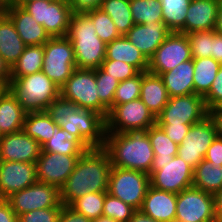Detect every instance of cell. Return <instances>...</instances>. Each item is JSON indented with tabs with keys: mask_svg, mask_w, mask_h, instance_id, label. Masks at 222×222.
Returning a JSON list of instances; mask_svg holds the SVG:
<instances>
[{
	"mask_svg": "<svg viewBox=\"0 0 222 222\" xmlns=\"http://www.w3.org/2000/svg\"><path fill=\"white\" fill-rule=\"evenodd\" d=\"M62 207L36 209L18 216V222H57Z\"/></svg>",
	"mask_w": 222,
	"mask_h": 222,
	"instance_id": "f6af8a7d",
	"label": "cell"
},
{
	"mask_svg": "<svg viewBox=\"0 0 222 222\" xmlns=\"http://www.w3.org/2000/svg\"><path fill=\"white\" fill-rule=\"evenodd\" d=\"M214 31L222 35V2L218 8V15H217Z\"/></svg>",
	"mask_w": 222,
	"mask_h": 222,
	"instance_id": "680465c9",
	"label": "cell"
},
{
	"mask_svg": "<svg viewBox=\"0 0 222 222\" xmlns=\"http://www.w3.org/2000/svg\"><path fill=\"white\" fill-rule=\"evenodd\" d=\"M205 160L222 164V137L216 136L212 144L209 146Z\"/></svg>",
	"mask_w": 222,
	"mask_h": 222,
	"instance_id": "681fc988",
	"label": "cell"
},
{
	"mask_svg": "<svg viewBox=\"0 0 222 222\" xmlns=\"http://www.w3.org/2000/svg\"><path fill=\"white\" fill-rule=\"evenodd\" d=\"M208 116L215 125L217 136L222 137V106L208 110Z\"/></svg>",
	"mask_w": 222,
	"mask_h": 222,
	"instance_id": "11a10c76",
	"label": "cell"
},
{
	"mask_svg": "<svg viewBox=\"0 0 222 222\" xmlns=\"http://www.w3.org/2000/svg\"><path fill=\"white\" fill-rule=\"evenodd\" d=\"M86 14L92 20L97 36L106 44L121 36L110 16L100 8Z\"/></svg>",
	"mask_w": 222,
	"mask_h": 222,
	"instance_id": "f35d334b",
	"label": "cell"
},
{
	"mask_svg": "<svg viewBox=\"0 0 222 222\" xmlns=\"http://www.w3.org/2000/svg\"><path fill=\"white\" fill-rule=\"evenodd\" d=\"M160 126L163 131L167 134V136L175 142L177 145H180L187 133L190 130L191 125L193 124H181V125H173V124H157Z\"/></svg>",
	"mask_w": 222,
	"mask_h": 222,
	"instance_id": "7dc6e473",
	"label": "cell"
},
{
	"mask_svg": "<svg viewBox=\"0 0 222 222\" xmlns=\"http://www.w3.org/2000/svg\"><path fill=\"white\" fill-rule=\"evenodd\" d=\"M193 59L178 64L174 69L160 75L169 97L186 96L194 93Z\"/></svg>",
	"mask_w": 222,
	"mask_h": 222,
	"instance_id": "d4e9b609",
	"label": "cell"
},
{
	"mask_svg": "<svg viewBox=\"0 0 222 222\" xmlns=\"http://www.w3.org/2000/svg\"><path fill=\"white\" fill-rule=\"evenodd\" d=\"M8 89L27 113L46 111L60 96V87L42 71L23 77H11Z\"/></svg>",
	"mask_w": 222,
	"mask_h": 222,
	"instance_id": "5b68a950",
	"label": "cell"
},
{
	"mask_svg": "<svg viewBox=\"0 0 222 222\" xmlns=\"http://www.w3.org/2000/svg\"><path fill=\"white\" fill-rule=\"evenodd\" d=\"M44 58V45L26 46L17 62L11 68V77H23L41 72Z\"/></svg>",
	"mask_w": 222,
	"mask_h": 222,
	"instance_id": "836d02e7",
	"label": "cell"
},
{
	"mask_svg": "<svg viewBox=\"0 0 222 222\" xmlns=\"http://www.w3.org/2000/svg\"><path fill=\"white\" fill-rule=\"evenodd\" d=\"M111 169L109 153L104 148L88 149L60 188L61 203L69 206L89 192H107Z\"/></svg>",
	"mask_w": 222,
	"mask_h": 222,
	"instance_id": "6da1fadb",
	"label": "cell"
},
{
	"mask_svg": "<svg viewBox=\"0 0 222 222\" xmlns=\"http://www.w3.org/2000/svg\"><path fill=\"white\" fill-rule=\"evenodd\" d=\"M221 2V0H191L187 8L184 34L213 30Z\"/></svg>",
	"mask_w": 222,
	"mask_h": 222,
	"instance_id": "603a6c76",
	"label": "cell"
},
{
	"mask_svg": "<svg viewBox=\"0 0 222 222\" xmlns=\"http://www.w3.org/2000/svg\"><path fill=\"white\" fill-rule=\"evenodd\" d=\"M99 101L109 110L113 106L115 90L119 81L109 76L100 67L95 69Z\"/></svg>",
	"mask_w": 222,
	"mask_h": 222,
	"instance_id": "ab89813d",
	"label": "cell"
},
{
	"mask_svg": "<svg viewBox=\"0 0 222 222\" xmlns=\"http://www.w3.org/2000/svg\"><path fill=\"white\" fill-rule=\"evenodd\" d=\"M10 0H0V10L9 2Z\"/></svg>",
	"mask_w": 222,
	"mask_h": 222,
	"instance_id": "6125c7cd",
	"label": "cell"
},
{
	"mask_svg": "<svg viewBox=\"0 0 222 222\" xmlns=\"http://www.w3.org/2000/svg\"><path fill=\"white\" fill-rule=\"evenodd\" d=\"M193 187L215 195L222 189V164L203 159L194 168Z\"/></svg>",
	"mask_w": 222,
	"mask_h": 222,
	"instance_id": "f1b7e54d",
	"label": "cell"
},
{
	"mask_svg": "<svg viewBox=\"0 0 222 222\" xmlns=\"http://www.w3.org/2000/svg\"><path fill=\"white\" fill-rule=\"evenodd\" d=\"M104 149L112 167L149 174L155 155L146 131L106 133Z\"/></svg>",
	"mask_w": 222,
	"mask_h": 222,
	"instance_id": "3957f363",
	"label": "cell"
},
{
	"mask_svg": "<svg viewBox=\"0 0 222 222\" xmlns=\"http://www.w3.org/2000/svg\"><path fill=\"white\" fill-rule=\"evenodd\" d=\"M23 8L45 28L50 37L67 35L72 15L68 0H34Z\"/></svg>",
	"mask_w": 222,
	"mask_h": 222,
	"instance_id": "30bf717a",
	"label": "cell"
},
{
	"mask_svg": "<svg viewBox=\"0 0 222 222\" xmlns=\"http://www.w3.org/2000/svg\"><path fill=\"white\" fill-rule=\"evenodd\" d=\"M100 9L110 16L120 35L124 36L134 25L130 0H103Z\"/></svg>",
	"mask_w": 222,
	"mask_h": 222,
	"instance_id": "d590c367",
	"label": "cell"
},
{
	"mask_svg": "<svg viewBox=\"0 0 222 222\" xmlns=\"http://www.w3.org/2000/svg\"><path fill=\"white\" fill-rule=\"evenodd\" d=\"M203 98L208 110L222 106V65L217 72L209 92Z\"/></svg>",
	"mask_w": 222,
	"mask_h": 222,
	"instance_id": "bcb514c9",
	"label": "cell"
},
{
	"mask_svg": "<svg viewBox=\"0 0 222 222\" xmlns=\"http://www.w3.org/2000/svg\"><path fill=\"white\" fill-rule=\"evenodd\" d=\"M37 179L35 163L0 160V191L5 198L33 185Z\"/></svg>",
	"mask_w": 222,
	"mask_h": 222,
	"instance_id": "d6986e66",
	"label": "cell"
},
{
	"mask_svg": "<svg viewBox=\"0 0 222 222\" xmlns=\"http://www.w3.org/2000/svg\"><path fill=\"white\" fill-rule=\"evenodd\" d=\"M130 10L134 24L163 21L160 0H130Z\"/></svg>",
	"mask_w": 222,
	"mask_h": 222,
	"instance_id": "8d00e7d4",
	"label": "cell"
},
{
	"mask_svg": "<svg viewBox=\"0 0 222 222\" xmlns=\"http://www.w3.org/2000/svg\"><path fill=\"white\" fill-rule=\"evenodd\" d=\"M25 47L12 20L0 10V55L10 68L17 62Z\"/></svg>",
	"mask_w": 222,
	"mask_h": 222,
	"instance_id": "83f0119b",
	"label": "cell"
},
{
	"mask_svg": "<svg viewBox=\"0 0 222 222\" xmlns=\"http://www.w3.org/2000/svg\"><path fill=\"white\" fill-rule=\"evenodd\" d=\"M192 59L208 58L212 52V30L194 31L186 34Z\"/></svg>",
	"mask_w": 222,
	"mask_h": 222,
	"instance_id": "b9f144b4",
	"label": "cell"
},
{
	"mask_svg": "<svg viewBox=\"0 0 222 222\" xmlns=\"http://www.w3.org/2000/svg\"><path fill=\"white\" fill-rule=\"evenodd\" d=\"M34 0H10L6 5H17V6H24L26 3L31 2Z\"/></svg>",
	"mask_w": 222,
	"mask_h": 222,
	"instance_id": "91938a15",
	"label": "cell"
},
{
	"mask_svg": "<svg viewBox=\"0 0 222 222\" xmlns=\"http://www.w3.org/2000/svg\"><path fill=\"white\" fill-rule=\"evenodd\" d=\"M57 222H91V220L69 206L63 205Z\"/></svg>",
	"mask_w": 222,
	"mask_h": 222,
	"instance_id": "f907efd6",
	"label": "cell"
},
{
	"mask_svg": "<svg viewBox=\"0 0 222 222\" xmlns=\"http://www.w3.org/2000/svg\"><path fill=\"white\" fill-rule=\"evenodd\" d=\"M76 69L71 41L66 37H51L44 43L42 72L61 87Z\"/></svg>",
	"mask_w": 222,
	"mask_h": 222,
	"instance_id": "ba28073f",
	"label": "cell"
},
{
	"mask_svg": "<svg viewBox=\"0 0 222 222\" xmlns=\"http://www.w3.org/2000/svg\"><path fill=\"white\" fill-rule=\"evenodd\" d=\"M66 37L71 41L77 69H96L105 60L106 43L96 34L90 17L73 14Z\"/></svg>",
	"mask_w": 222,
	"mask_h": 222,
	"instance_id": "277c9868",
	"label": "cell"
},
{
	"mask_svg": "<svg viewBox=\"0 0 222 222\" xmlns=\"http://www.w3.org/2000/svg\"><path fill=\"white\" fill-rule=\"evenodd\" d=\"M105 120L106 133L146 131L156 124V117L140 98L113 105Z\"/></svg>",
	"mask_w": 222,
	"mask_h": 222,
	"instance_id": "52a82bcc",
	"label": "cell"
},
{
	"mask_svg": "<svg viewBox=\"0 0 222 222\" xmlns=\"http://www.w3.org/2000/svg\"><path fill=\"white\" fill-rule=\"evenodd\" d=\"M191 59L190 44L186 34L171 32L149 59L148 72L160 76Z\"/></svg>",
	"mask_w": 222,
	"mask_h": 222,
	"instance_id": "9a60e30c",
	"label": "cell"
},
{
	"mask_svg": "<svg viewBox=\"0 0 222 222\" xmlns=\"http://www.w3.org/2000/svg\"><path fill=\"white\" fill-rule=\"evenodd\" d=\"M193 171L178 155L166 163H153L149 172L150 186L178 194L193 186Z\"/></svg>",
	"mask_w": 222,
	"mask_h": 222,
	"instance_id": "8fae6325",
	"label": "cell"
},
{
	"mask_svg": "<svg viewBox=\"0 0 222 222\" xmlns=\"http://www.w3.org/2000/svg\"><path fill=\"white\" fill-rule=\"evenodd\" d=\"M149 186V174L132 169L112 167L107 192L135 210H140Z\"/></svg>",
	"mask_w": 222,
	"mask_h": 222,
	"instance_id": "9c48e42d",
	"label": "cell"
},
{
	"mask_svg": "<svg viewBox=\"0 0 222 222\" xmlns=\"http://www.w3.org/2000/svg\"><path fill=\"white\" fill-rule=\"evenodd\" d=\"M208 116L204 98L195 93L170 97L162 112L156 117V124H195Z\"/></svg>",
	"mask_w": 222,
	"mask_h": 222,
	"instance_id": "7c38bea8",
	"label": "cell"
},
{
	"mask_svg": "<svg viewBox=\"0 0 222 222\" xmlns=\"http://www.w3.org/2000/svg\"><path fill=\"white\" fill-rule=\"evenodd\" d=\"M177 194L149 186L141 211L159 222H175Z\"/></svg>",
	"mask_w": 222,
	"mask_h": 222,
	"instance_id": "7402d4cb",
	"label": "cell"
},
{
	"mask_svg": "<svg viewBox=\"0 0 222 222\" xmlns=\"http://www.w3.org/2000/svg\"><path fill=\"white\" fill-rule=\"evenodd\" d=\"M213 222H222V219L217 218L215 221Z\"/></svg>",
	"mask_w": 222,
	"mask_h": 222,
	"instance_id": "e7e4bbea",
	"label": "cell"
},
{
	"mask_svg": "<svg viewBox=\"0 0 222 222\" xmlns=\"http://www.w3.org/2000/svg\"><path fill=\"white\" fill-rule=\"evenodd\" d=\"M100 68L119 82L132 78L139 73L134 66L119 60H104Z\"/></svg>",
	"mask_w": 222,
	"mask_h": 222,
	"instance_id": "ee69618b",
	"label": "cell"
},
{
	"mask_svg": "<svg viewBox=\"0 0 222 222\" xmlns=\"http://www.w3.org/2000/svg\"><path fill=\"white\" fill-rule=\"evenodd\" d=\"M167 89L159 75L142 72L140 99L157 117L169 101Z\"/></svg>",
	"mask_w": 222,
	"mask_h": 222,
	"instance_id": "484cf974",
	"label": "cell"
},
{
	"mask_svg": "<svg viewBox=\"0 0 222 222\" xmlns=\"http://www.w3.org/2000/svg\"><path fill=\"white\" fill-rule=\"evenodd\" d=\"M13 22L26 46L44 45L51 37L22 6L5 5L1 9Z\"/></svg>",
	"mask_w": 222,
	"mask_h": 222,
	"instance_id": "44dd1931",
	"label": "cell"
},
{
	"mask_svg": "<svg viewBox=\"0 0 222 222\" xmlns=\"http://www.w3.org/2000/svg\"><path fill=\"white\" fill-rule=\"evenodd\" d=\"M0 222H18V216L7 200L0 204Z\"/></svg>",
	"mask_w": 222,
	"mask_h": 222,
	"instance_id": "db71d44e",
	"label": "cell"
},
{
	"mask_svg": "<svg viewBox=\"0 0 222 222\" xmlns=\"http://www.w3.org/2000/svg\"><path fill=\"white\" fill-rule=\"evenodd\" d=\"M60 96L75 103L78 108L90 109L105 118L109 110L99 101L95 69H75L60 87Z\"/></svg>",
	"mask_w": 222,
	"mask_h": 222,
	"instance_id": "8992f818",
	"label": "cell"
},
{
	"mask_svg": "<svg viewBox=\"0 0 222 222\" xmlns=\"http://www.w3.org/2000/svg\"><path fill=\"white\" fill-rule=\"evenodd\" d=\"M103 0H68L73 14H84L101 8Z\"/></svg>",
	"mask_w": 222,
	"mask_h": 222,
	"instance_id": "c3c4849f",
	"label": "cell"
},
{
	"mask_svg": "<svg viewBox=\"0 0 222 222\" xmlns=\"http://www.w3.org/2000/svg\"><path fill=\"white\" fill-rule=\"evenodd\" d=\"M51 119L63 130L76 136L88 149L104 148L105 117L90 109H81L61 96L46 109Z\"/></svg>",
	"mask_w": 222,
	"mask_h": 222,
	"instance_id": "7a4b0ae2",
	"label": "cell"
},
{
	"mask_svg": "<svg viewBox=\"0 0 222 222\" xmlns=\"http://www.w3.org/2000/svg\"><path fill=\"white\" fill-rule=\"evenodd\" d=\"M142 72L132 78L121 81L115 90L113 105L123 104L140 98Z\"/></svg>",
	"mask_w": 222,
	"mask_h": 222,
	"instance_id": "60d3db41",
	"label": "cell"
},
{
	"mask_svg": "<svg viewBox=\"0 0 222 222\" xmlns=\"http://www.w3.org/2000/svg\"><path fill=\"white\" fill-rule=\"evenodd\" d=\"M11 81V68L0 55V89H8Z\"/></svg>",
	"mask_w": 222,
	"mask_h": 222,
	"instance_id": "f5cc1de1",
	"label": "cell"
},
{
	"mask_svg": "<svg viewBox=\"0 0 222 222\" xmlns=\"http://www.w3.org/2000/svg\"><path fill=\"white\" fill-rule=\"evenodd\" d=\"M88 148L74 135L54 127L53 136L42 145V151L64 155H82Z\"/></svg>",
	"mask_w": 222,
	"mask_h": 222,
	"instance_id": "f546056e",
	"label": "cell"
},
{
	"mask_svg": "<svg viewBox=\"0 0 222 222\" xmlns=\"http://www.w3.org/2000/svg\"><path fill=\"white\" fill-rule=\"evenodd\" d=\"M216 136L215 125L207 116L202 121L191 125L189 132L178 145L177 155L194 169L205 158Z\"/></svg>",
	"mask_w": 222,
	"mask_h": 222,
	"instance_id": "2e32d148",
	"label": "cell"
},
{
	"mask_svg": "<svg viewBox=\"0 0 222 222\" xmlns=\"http://www.w3.org/2000/svg\"><path fill=\"white\" fill-rule=\"evenodd\" d=\"M105 60L124 61L139 72H147L149 67L145 55L123 35L106 44Z\"/></svg>",
	"mask_w": 222,
	"mask_h": 222,
	"instance_id": "4316f807",
	"label": "cell"
},
{
	"mask_svg": "<svg viewBox=\"0 0 222 222\" xmlns=\"http://www.w3.org/2000/svg\"><path fill=\"white\" fill-rule=\"evenodd\" d=\"M81 155H64L41 150L36 161L37 179L59 189L73 172Z\"/></svg>",
	"mask_w": 222,
	"mask_h": 222,
	"instance_id": "e0dca14e",
	"label": "cell"
},
{
	"mask_svg": "<svg viewBox=\"0 0 222 222\" xmlns=\"http://www.w3.org/2000/svg\"><path fill=\"white\" fill-rule=\"evenodd\" d=\"M6 200L17 216L36 209L62 207L60 189L36 181L33 185L11 194Z\"/></svg>",
	"mask_w": 222,
	"mask_h": 222,
	"instance_id": "5bb4252c",
	"label": "cell"
},
{
	"mask_svg": "<svg viewBox=\"0 0 222 222\" xmlns=\"http://www.w3.org/2000/svg\"><path fill=\"white\" fill-rule=\"evenodd\" d=\"M57 124L46 111L27 113L23 124V131L41 146L53 136Z\"/></svg>",
	"mask_w": 222,
	"mask_h": 222,
	"instance_id": "1f68e13d",
	"label": "cell"
},
{
	"mask_svg": "<svg viewBox=\"0 0 222 222\" xmlns=\"http://www.w3.org/2000/svg\"><path fill=\"white\" fill-rule=\"evenodd\" d=\"M134 211V208L122 200L111 196L109 193L105 195L103 216L111 217L118 222H128Z\"/></svg>",
	"mask_w": 222,
	"mask_h": 222,
	"instance_id": "7bdbcfd3",
	"label": "cell"
},
{
	"mask_svg": "<svg viewBox=\"0 0 222 222\" xmlns=\"http://www.w3.org/2000/svg\"><path fill=\"white\" fill-rule=\"evenodd\" d=\"M214 204L217 218L222 219V189L214 195Z\"/></svg>",
	"mask_w": 222,
	"mask_h": 222,
	"instance_id": "6f0895ef",
	"label": "cell"
},
{
	"mask_svg": "<svg viewBox=\"0 0 222 222\" xmlns=\"http://www.w3.org/2000/svg\"><path fill=\"white\" fill-rule=\"evenodd\" d=\"M163 22L171 32L184 34L187 8L191 0H160Z\"/></svg>",
	"mask_w": 222,
	"mask_h": 222,
	"instance_id": "e575fe53",
	"label": "cell"
},
{
	"mask_svg": "<svg viewBox=\"0 0 222 222\" xmlns=\"http://www.w3.org/2000/svg\"><path fill=\"white\" fill-rule=\"evenodd\" d=\"M128 222H159L147 216L141 210H135Z\"/></svg>",
	"mask_w": 222,
	"mask_h": 222,
	"instance_id": "9f6ffc18",
	"label": "cell"
},
{
	"mask_svg": "<svg viewBox=\"0 0 222 222\" xmlns=\"http://www.w3.org/2000/svg\"><path fill=\"white\" fill-rule=\"evenodd\" d=\"M211 57L222 65V35L212 30V52Z\"/></svg>",
	"mask_w": 222,
	"mask_h": 222,
	"instance_id": "816d5d0a",
	"label": "cell"
},
{
	"mask_svg": "<svg viewBox=\"0 0 222 222\" xmlns=\"http://www.w3.org/2000/svg\"><path fill=\"white\" fill-rule=\"evenodd\" d=\"M216 219L214 195L193 186L177 194L175 222H213Z\"/></svg>",
	"mask_w": 222,
	"mask_h": 222,
	"instance_id": "4fadbf2b",
	"label": "cell"
},
{
	"mask_svg": "<svg viewBox=\"0 0 222 222\" xmlns=\"http://www.w3.org/2000/svg\"><path fill=\"white\" fill-rule=\"evenodd\" d=\"M108 192H89L82 197L75 199L69 207L75 212L94 220L103 215L105 195Z\"/></svg>",
	"mask_w": 222,
	"mask_h": 222,
	"instance_id": "74e56055",
	"label": "cell"
},
{
	"mask_svg": "<svg viewBox=\"0 0 222 222\" xmlns=\"http://www.w3.org/2000/svg\"><path fill=\"white\" fill-rule=\"evenodd\" d=\"M42 146L23 130L1 135L0 160L36 163Z\"/></svg>",
	"mask_w": 222,
	"mask_h": 222,
	"instance_id": "ac0fdd59",
	"label": "cell"
},
{
	"mask_svg": "<svg viewBox=\"0 0 222 222\" xmlns=\"http://www.w3.org/2000/svg\"><path fill=\"white\" fill-rule=\"evenodd\" d=\"M194 64V93L204 97L210 90L221 64L213 59L193 58Z\"/></svg>",
	"mask_w": 222,
	"mask_h": 222,
	"instance_id": "4dcf8cb0",
	"label": "cell"
},
{
	"mask_svg": "<svg viewBox=\"0 0 222 222\" xmlns=\"http://www.w3.org/2000/svg\"><path fill=\"white\" fill-rule=\"evenodd\" d=\"M6 200V198L2 195L1 191H0V204L2 202H4Z\"/></svg>",
	"mask_w": 222,
	"mask_h": 222,
	"instance_id": "be15d7a7",
	"label": "cell"
},
{
	"mask_svg": "<svg viewBox=\"0 0 222 222\" xmlns=\"http://www.w3.org/2000/svg\"><path fill=\"white\" fill-rule=\"evenodd\" d=\"M27 112L9 89H0V134L22 131Z\"/></svg>",
	"mask_w": 222,
	"mask_h": 222,
	"instance_id": "cb8c5ba5",
	"label": "cell"
},
{
	"mask_svg": "<svg viewBox=\"0 0 222 222\" xmlns=\"http://www.w3.org/2000/svg\"><path fill=\"white\" fill-rule=\"evenodd\" d=\"M154 151L153 163H166L177 155L178 145L157 124L146 130Z\"/></svg>",
	"mask_w": 222,
	"mask_h": 222,
	"instance_id": "d6a6232c",
	"label": "cell"
},
{
	"mask_svg": "<svg viewBox=\"0 0 222 222\" xmlns=\"http://www.w3.org/2000/svg\"><path fill=\"white\" fill-rule=\"evenodd\" d=\"M171 34L163 21L134 24L124 35L149 60Z\"/></svg>",
	"mask_w": 222,
	"mask_h": 222,
	"instance_id": "ffe728a7",
	"label": "cell"
},
{
	"mask_svg": "<svg viewBox=\"0 0 222 222\" xmlns=\"http://www.w3.org/2000/svg\"><path fill=\"white\" fill-rule=\"evenodd\" d=\"M91 222H118V221L114 220L111 217H106L102 215L94 220H91Z\"/></svg>",
	"mask_w": 222,
	"mask_h": 222,
	"instance_id": "94428289",
	"label": "cell"
}]
</instances>
